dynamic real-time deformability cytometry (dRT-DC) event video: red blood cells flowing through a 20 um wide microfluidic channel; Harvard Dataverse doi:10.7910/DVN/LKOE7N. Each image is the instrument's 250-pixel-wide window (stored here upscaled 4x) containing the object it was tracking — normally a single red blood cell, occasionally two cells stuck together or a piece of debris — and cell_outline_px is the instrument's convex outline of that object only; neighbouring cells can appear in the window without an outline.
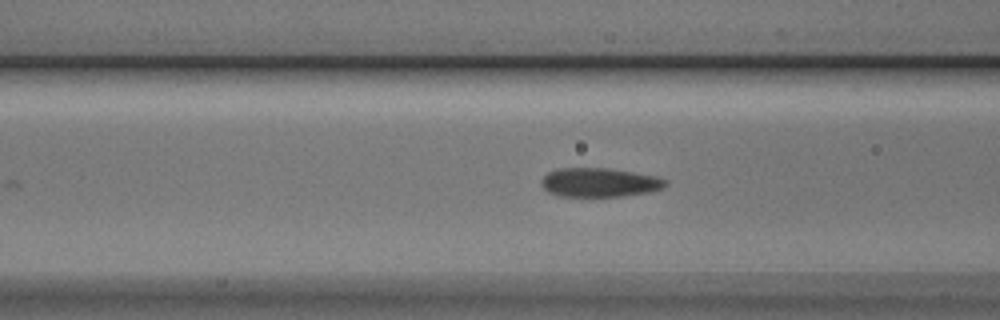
{"species": "Egyptian fruit bat (a non-hibernating species)", "species_latin": "Rousettus aegyptiacus", "temperature_condition": "cold", "stored_images_in_passage": 30, "camera_frame_rate_fps": 3000, "um_per_image_px": 0.085, "animal": {"sex": "male"}, "frame": {"image": 1, "passage_image": 4, "time_ms": 1.0, "image_size_px": [1000, 320], "cell_outline_px": [[668, 184], [664, 188], [652, 192], [624, 196], [560, 196], [548, 192], [540, 184], [540, 180], [548, 172], [556, 168], [608, 168], [656, 176], [668, 180]], "centroid_in_image_um": [50.97, 15.51], "position_along_channel_um": 115.6, "area_um2": 21.21}}
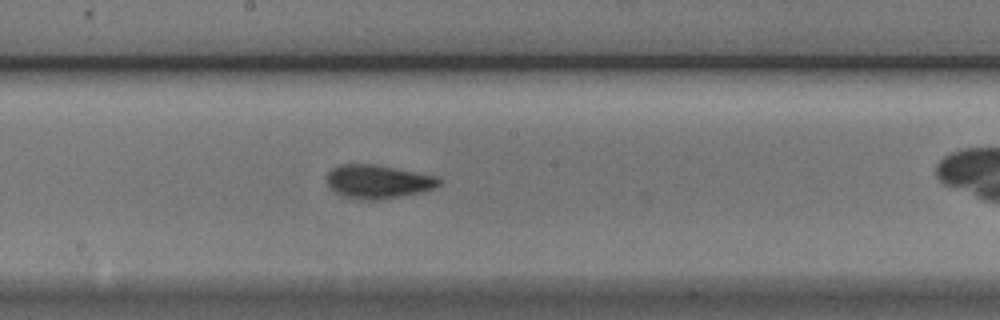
{"frame": {"image": 2, "passage_image": 12, "time_ms": 3.667, "image_size_px": [1000, 320], "cell_outline_px": [[444, 180], [436, 188], [420, 192], [380, 200], [360, 200], [344, 196], [336, 192], [328, 184], [328, 172], [332, 168], [340, 164], [376, 164], [436, 176]], "centroid_in_image_um": [32.16, 15.43], "position_along_channel_um": 216.0, "area_um2": 21.96}}
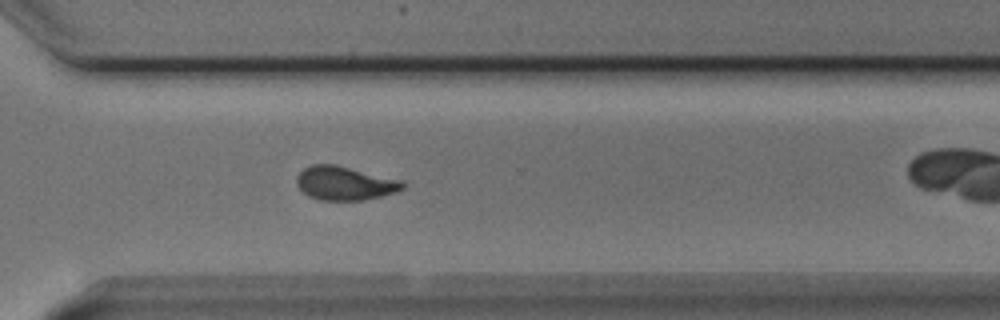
{"frame": {"image": 3, "passage_image": 22, "time_ms": 7.0, "image_size_px": [1000, 320], "cell_outline_px": [[404, 188], [396, 192], [364, 200], [320, 200], [308, 196], [296, 184], [296, 176], [304, 168], [312, 164], [336, 164], [400, 180], [404, 184]], "centroid_in_image_um": [29.27, 15.57], "position_along_channel_um": 341.3, "area_um2": 20.75}}